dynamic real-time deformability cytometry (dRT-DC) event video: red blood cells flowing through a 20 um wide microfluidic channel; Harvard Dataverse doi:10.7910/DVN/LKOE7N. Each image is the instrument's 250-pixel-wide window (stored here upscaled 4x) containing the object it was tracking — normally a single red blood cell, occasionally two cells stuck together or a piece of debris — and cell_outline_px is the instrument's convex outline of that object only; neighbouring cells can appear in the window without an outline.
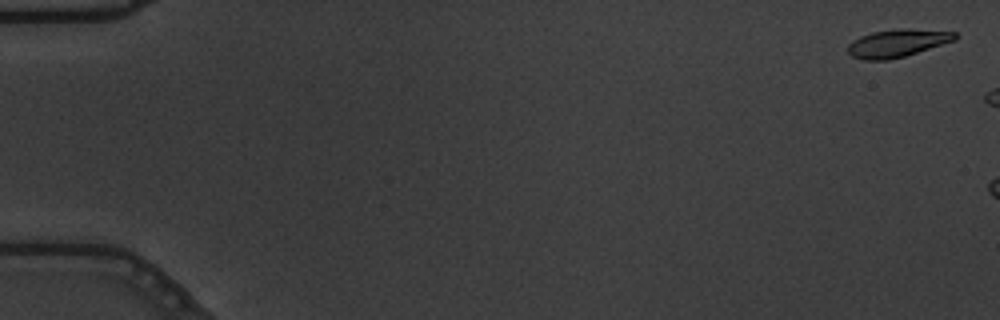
{"species": "common noctule bat (a hibernating species)", "species_latin": "Nyctalus noctula", "temperature_condition": "warm", "stored_images_in_passage": 7, "camera_frame_rate_fps": 3000, "um_per_image_px": 0.085, "animal": {"sex": "male", "body_mass_g": 19.5, "forearm_length_mm": 54.6}, "frame": {"image": 1, "passage_image": 2, "time_ms": 0.333, "image_size_px": [1000, 320], "cell_outline_px": [[956, 40], [904, 56], [888, 60], [864, 60], [852, 56], [848, 52], [848, 44], [852, 40], [860, 36], [872, 32], [900, 28], [908, 28], [956, 32]], "centroid_in_image_um": [76.25, 3.66], "position_along_channel_um": 8.8, "area_um2": 17.28}}